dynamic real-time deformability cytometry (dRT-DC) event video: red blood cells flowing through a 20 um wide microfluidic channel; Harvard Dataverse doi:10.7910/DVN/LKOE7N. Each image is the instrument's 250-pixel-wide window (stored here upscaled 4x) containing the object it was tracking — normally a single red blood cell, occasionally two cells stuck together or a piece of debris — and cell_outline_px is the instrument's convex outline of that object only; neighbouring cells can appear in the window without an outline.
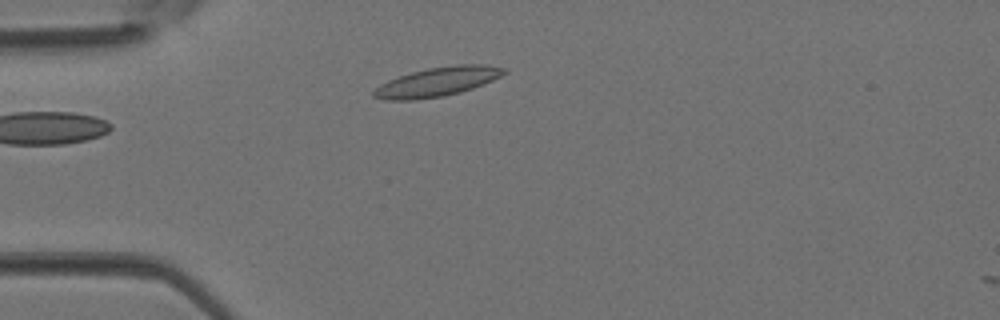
{"species": "Egyptian fruit bat (a non-hibernating species)", "species_latin": "Rousettus aegyptiacus", "temperature_condition": "room temperature", "stored_images_in_passage": 2, "camera_frame_rate_fps": 3000, "um_per_image_px": 0.085, "animal": {"sex": "female"}, "frame": {"image": 1, "passage_image": 2, "time_ms": 0.333, "image_size_px": [1000, 320], "cell_outline_px": [[508, 72], [492, 80], [472, 88], [460, 92], [444, 96], [412, 100], [388, 100], [372, 96], [372, 92], [380, 84], [388, 80], [412, 72], [428, 68], [456, 64], [484, 64], [508, 68]], "centroid_in_image_um": [37.2, 6.94], "position_along_channel_um": 47.8, "area_um2": 22.08}}